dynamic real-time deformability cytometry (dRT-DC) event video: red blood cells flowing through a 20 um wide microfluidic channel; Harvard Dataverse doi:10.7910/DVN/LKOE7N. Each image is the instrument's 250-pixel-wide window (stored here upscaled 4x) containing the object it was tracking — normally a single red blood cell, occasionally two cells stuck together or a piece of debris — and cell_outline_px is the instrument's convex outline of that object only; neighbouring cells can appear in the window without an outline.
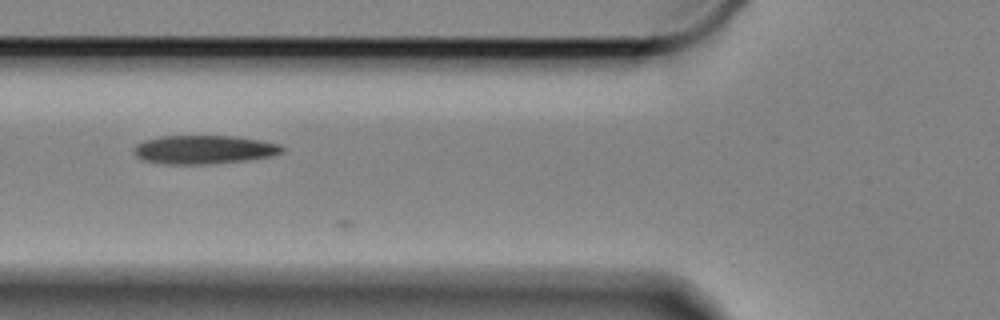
{"species": "Egyptian fruit bat (a non-hibernating species)", "species_latin": "Rousettus aegyptiacus", "temperature_condition": "cold", "stored_images_in_passage": 7, "camera_frame_rate_fps": 3000, "um_per_image_px": 0.085, "animal": {"sex": "female"}, "frame": {"image": 1, "passage_image": 6, "time_ms": 1.667, "image_size_px": [1000, 320], "cell_outline_px": [[284, 152], [272, 156], [248, 160], [212, 164], [164, 164], [144, 160], [136, 156], [132, 152], [136, 144], [144, 140], [160, 136], [236, 136], [260, 140], [280, 144], [284, 148]], "centroid_in_image_um": [17.35, 12.72], "position_along_channel_um": 108.5, "area_um2": 24.97}}